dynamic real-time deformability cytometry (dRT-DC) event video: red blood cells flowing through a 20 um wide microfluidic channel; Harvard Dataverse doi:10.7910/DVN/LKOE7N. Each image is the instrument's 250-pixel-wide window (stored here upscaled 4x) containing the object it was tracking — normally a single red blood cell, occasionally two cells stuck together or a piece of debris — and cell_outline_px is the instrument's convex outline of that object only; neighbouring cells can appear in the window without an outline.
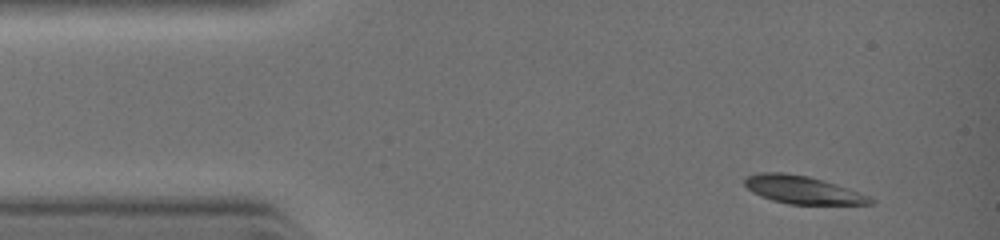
{"species": "common noctule bat (a hibernating species)", "species_latin": "Nyctalus noctula", "temperature_condition": "warm", "stored_images_in_passage": 13, "camera_frame_rate_fps": 3000, "um_per_image_px": 0.085, "animal": {"sex": "female", "body_mass_g": 19.0, "forearm_length_mm": 51.5}, "frame": {"image": 1, "passage_image": 1, "time_ms": 0.0, "image_size_px": [1000, 240], "cell_outline_px": [[872, 204], [788, 204], [772, 200], [760, 196], [752, 192], [744, 184], [744, 180], [748, 176], [760, 172], [784, 172], [808, 176], [868, 196], [872, 200]], "centroid_in_image_um": [68.11, 16.13], "position_along_channel_um": 16.9, "area_um2": 19.83}}
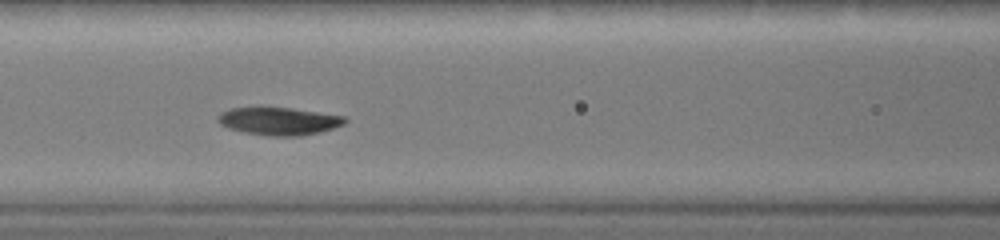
{"frame": {"image": 2, "passage_image": 11, "time_ms": 3.667, "image_size_px": [1000, 240], "cell_outline_px": [[348, 120], [344, 124], [332, 128], [300, 136], [268, 136], [244, 132], [228, 128], [220, 124], [220, 116], [224, 112], [232, 108], [292, 108], [344, 116]], "centroid_in_image_um": [23.75, 10.31], "position_along_channel_um": 142.8, "area_um2": 20.0}}
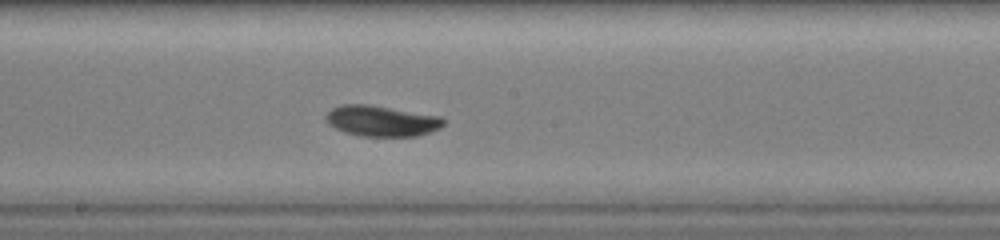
{"frame": {"image": 3, "passage_image": 13, "time_ms": 5.0, "image_size_px": [1000, 240], "cell_outline_px": [[444, 124], [440, 128], [416, 136], [360, 136], [344, 132], [328, 124], [324, 116], [332, 108], [340, 104], [368, 104], [440, 116], [444, 120]], "centroid_in_image_um": [32.39, 10.27], "position_along_channel_um": 215.8, "area_um2": 21.04}}